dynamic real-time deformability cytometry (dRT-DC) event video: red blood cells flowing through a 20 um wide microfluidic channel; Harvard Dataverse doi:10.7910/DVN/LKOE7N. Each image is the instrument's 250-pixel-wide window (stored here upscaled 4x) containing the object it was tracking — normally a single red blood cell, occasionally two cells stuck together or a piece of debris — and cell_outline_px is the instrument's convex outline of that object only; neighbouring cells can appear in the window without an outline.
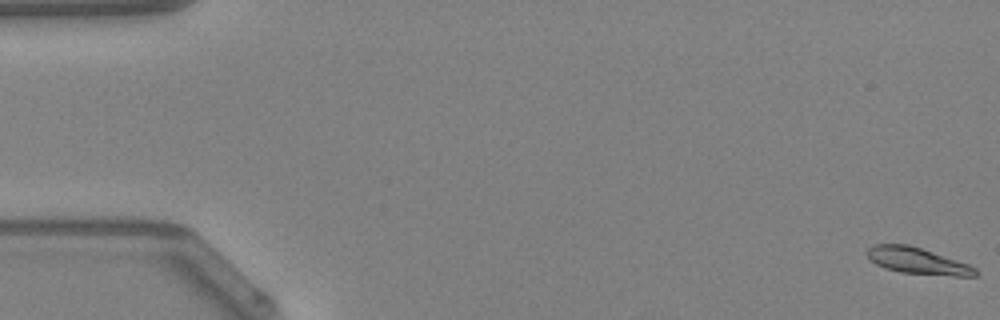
{"species": "Egyptian fruit bat (a non-hibernating species)", "species_latin": "Rousettus aegyptiacus", "temperature_condition": "warm", "stored_images_in_passage": 49, "camera_frame_rate_fps": 3000, "um_per_image_px": 0.085, "animal": {"sex": "female"}, "frame": {"image": 1, "passage_image": 1, "time_ms": 0.0, "image_size_px": [1000, 320], "cell_outline_px": [[980, 272], [976, 276], [952, 276], [900, 272], [884, 268], [876, 264], [864, 252], [868, 248], [876, 244], [908, 244], [968, 264], [976, 268]], "centroid_in_image_um": [77.99, 22.18], "position_along_channel_um": 7.0, "area_um2": 16.53}}
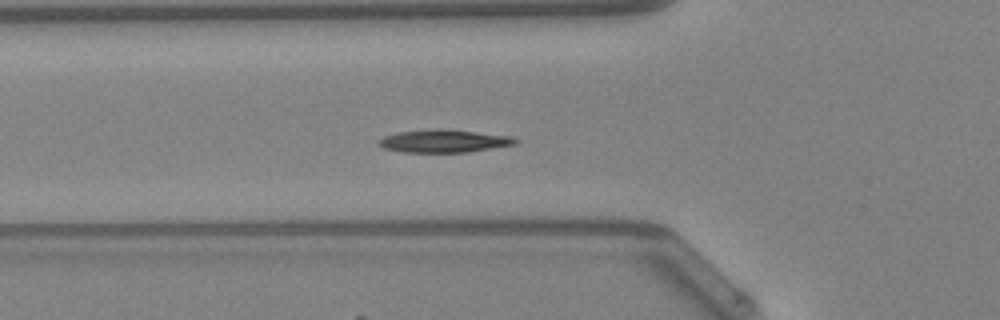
{"frame": {"image": 2, "passage_image": 18, "time_ms": 5.667, "image_size_px": [1000, 320], "cell_outline_px": [[520, 140], [516, 144], [468, 152], [400, 152], [384, 148], [376, 144], [384, 136], [400, 132], [432, 128], [448, 128], [512, 136]], "centroid_in_image_um": [37.76, 11.97], "position_along_channel_um": 88.0, "area_um2": 18.44}}
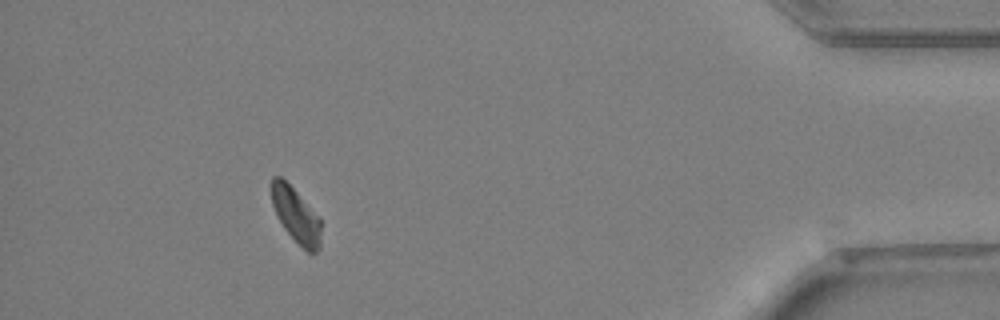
{"frame": {"image": 3, "passage_image": 45, "time_ms": 14.667, "image_size_px": [1000, 320], "cell_outline_px": [[320, 248], [316, 252], [308, 252], [284, 228], [272, 204], [268, 188], [268, 184], [272, 176], [280, 176], [320, 216]], "centroid_in_image_um": [25.12, 18.22], "position_along_channel_um": 410.1, "area_um2": 15.78}, "authors_computed_cell_mechanics": {"area_um2": 16.8776, "velocity_mm_per_s": 4.2141, "shape_relaxation_time_tau1_ms": 4.6024, "shape_relaxation_time_tau2_ms": null, "deformation_change_tau1": 0.1643, "deformation_change_tau2": null}}